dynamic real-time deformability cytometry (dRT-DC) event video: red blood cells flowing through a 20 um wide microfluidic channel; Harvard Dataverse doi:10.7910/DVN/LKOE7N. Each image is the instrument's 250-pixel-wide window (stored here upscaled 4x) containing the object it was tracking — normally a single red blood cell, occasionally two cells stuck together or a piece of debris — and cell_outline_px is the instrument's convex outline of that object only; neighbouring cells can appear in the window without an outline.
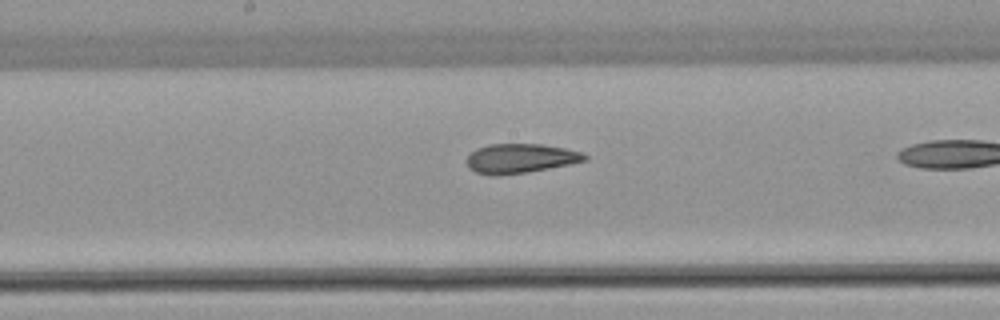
{"species": "common noctule bat (a hibernating species)", "species_latin": "Nyctalus noctula", "temperature_condition": "warm", "stored_images_in_passage": 16, "camera_frame_rate_fps": 3000, "um_per_image_px": 0.085, "animal": {"sex": "female", "body_mass_g": 22.7, "forearm_length_mm": 54.2}, "frame": {"image": 1, "passage_image": 14, "time_ms": 4.333, "image_size_px": [1000, 320], "cell_outline_px": [[588, 160], [572, 164], [528, 172], [500, 176], [492, 176], [476, 172], [468, 168], [468, 156], [476, 148], [488, 144], [540, 144], [564, 148], [580, 152], [588, 156]], "centroid_in_image_um": [44.23, 13.48], "position_along_channel_um": 204.0, "area_um2": 20.35}}